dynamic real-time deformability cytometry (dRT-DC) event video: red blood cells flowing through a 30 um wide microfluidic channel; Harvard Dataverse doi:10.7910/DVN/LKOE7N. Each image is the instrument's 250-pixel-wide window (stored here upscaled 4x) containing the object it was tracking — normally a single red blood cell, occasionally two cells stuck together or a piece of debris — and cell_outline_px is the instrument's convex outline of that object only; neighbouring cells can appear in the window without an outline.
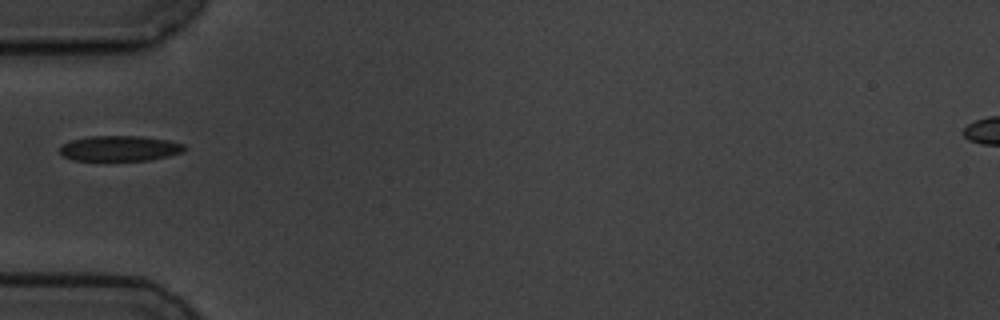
{"species": "common noctule bat (a hibernating species)", "species_latin": "Nyctalus noctula", "temperature_condition": "cold", "stored_images_in_passage": 5, "camera_frame_rate_fps": 3000, "um_per_image_px": 0.085, "animal": {"sex": "male", "body_mass_g": 19.5, "forearm_length_mm": 54.6}, "frame": {"image": 1, "passage_image": 1, "time_ms": 0.0, "image_size_px": [1000, 320], "cell_outline_px": [[188, 148], [184, 152], [168, 156], [148, 160], [72, 160], [64, 156], [60, 152], [60, 144], [72, 140], [88, 136], [140, 136], [168, 140], [184, 144]], "centroid_in_image_um": [10.19, 12.61], "position_along_channel_um": 74.8, "area_um2": 18.5}}
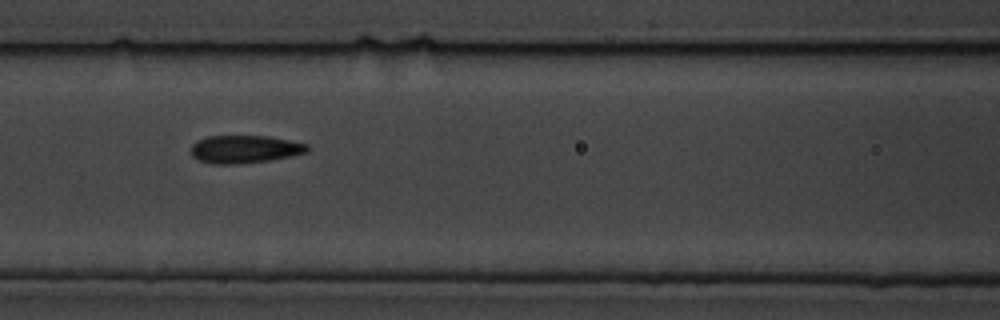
{"frame": {"image": 2, "passage_image": 3, "time_ms": 2.0, "image_size_px": [1000, 320], "cell_outline_px": [[308, 152], [292, 156], [268, 160], [236, 164], [212, 164], [200, 160], [192, 156], [192, 144], [196, 140], [208, 136], [268, 136], [308, 144]], "centroid_in_image_um": [20.79, 12.68], "position_along_channel_um": 145.8, "area_um2": 18.79}}
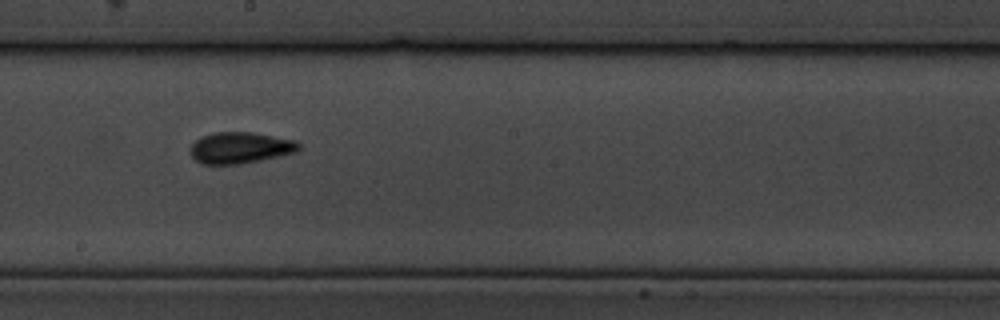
{"frame": {"image": 3, "passage_image": 5, "time_ms": 4.333, "image_size_px": [1000, 320], "cell_outline_px": [[300, 148], [296, 152], [260, 160], [240, 164], [200, 164], [188, 152], [192, 144], [200, 136], [212, 132], [252, 132], [296, 140], [300, 144]], "centroid_in_image_um": [20.39, 12.55], "position_along_channel_um": 227.8, "area_um2": 19.94}}